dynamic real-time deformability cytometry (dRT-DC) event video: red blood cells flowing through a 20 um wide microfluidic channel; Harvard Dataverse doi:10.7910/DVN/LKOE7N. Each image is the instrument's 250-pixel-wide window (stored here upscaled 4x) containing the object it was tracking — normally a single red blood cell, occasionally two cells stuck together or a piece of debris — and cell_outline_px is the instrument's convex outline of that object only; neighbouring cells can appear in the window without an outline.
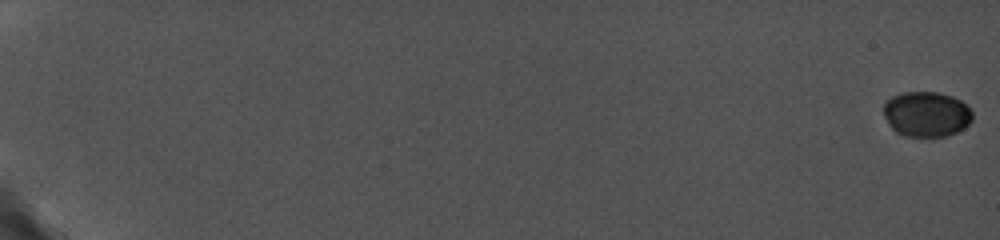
{"species": "common noctule bat (a hibernating species)", "species_latin": "Nyctalus noctula", "temperature_condition": "cold", "stored_images_in_passage": 60, "camera_frame_rate_fps": 5000, "um_per_image_px": 0.085, "animal": {"sex": "female", "body_mass_g": 19.0, "forearm_length_mm": 56.7}, "frame": {"image": 1, "passage_image": 1, "time_ms": 0.0, "image_size_px": [1000, 240], "cell_outline_px": [[972, 120], [964, 128], [948, 136], [904, 136], [896, 132], [892, 128], [884, 116], [884, 104], [892, 96], [904, 92], [936, 92], [952, 96], [960, 100], [972, 112]], "centroid_in_image_um": [78.74, 9.7], "position_along_channel_um": 6.3, "area_um2": 23.29}}
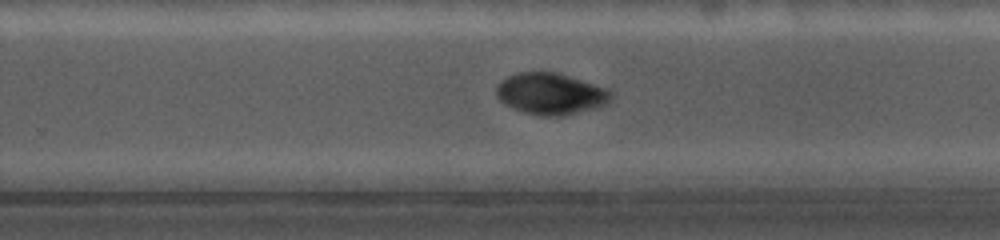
{"frame": {"image": 2, "passage_image": 50, "time_ms": 13.6, "image_size_px": [1000, 240], "cell_outline_px": [[616, 92], [608, 104], [596, 108], [564, 116], [540, 116], [524, 112], [504, 104], [496, 96], [496, 88], [508, 76], [520, 72], [552, 72], [568, 76], [608, 88]], "centroid_in_image_um": [46.88, 7.99], "position_along_channel_um": 282.9, "area_um2": 27.8}}
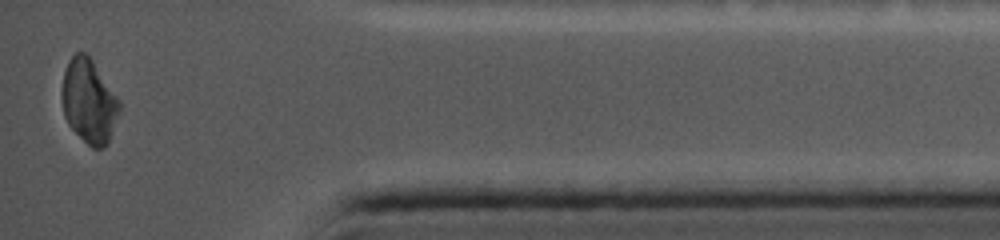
{"frame": {"image": 3, "passage_image": 60, "time_ms": 17.8, "image_size_px": [1000, 240], "cell_outline_px": [[120, 112], [108, 144], [104, 148], [92, 148], [68, 124], [64, 116], [60, 92], [64, 72], [68, 60], [76, 52], [84, 52], [92, 60], [120, 100]], "centroid_in_image_um": [7.56, 8.61], "position_along_channel_um": 427.6, "area_um2": 28.26}, "authors_computed_cell_mechanics": {"area_um2": 27.4839, "velocity_mm_per_s": 3.772, "shape_relaxation_time_tau1_ms": 1.8615, "shape_relaxation_time_tau2_ms": null, "deformation_change_tau1": 0.0609, "deformation_change_tau2": null}}